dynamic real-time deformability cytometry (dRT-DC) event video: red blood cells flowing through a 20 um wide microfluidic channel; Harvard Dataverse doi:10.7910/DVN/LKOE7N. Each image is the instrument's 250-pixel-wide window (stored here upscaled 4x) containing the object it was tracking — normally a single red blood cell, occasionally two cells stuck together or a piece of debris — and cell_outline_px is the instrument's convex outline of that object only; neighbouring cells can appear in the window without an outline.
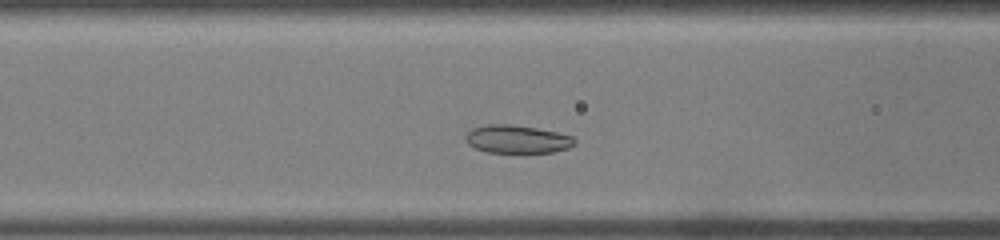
{"species": "common noctule bat (a hibernating species)", "species_latin": "Nyctalus noctula", "temperature_condition": "warm", "stored_images_in_passage": 26, "camera_frame_rate_fps": 3000, "um_per_image_px": 0.085, "animal": {"sex": "male", "body_mass_g": 19.0, "forearm_length_mm": 50.8}, "frame": {"image": 1, "passage_image": 7, "time_ms": 2.0, "image_size_px": [1000, 240], "cell_outline_px": [[576, 144], [568, 148], [552, 152], [488, 152], [476, 148], [468, 144], [464, 140], [464, 136], [472, 128], [488, 124], [512, 124], [536, 128], [556, 132], [572, 136], [576, 140]], "centroid_in_image_um": [43.94, 11.82], "position_along_channel_um": 122.7, "area_um2": 17.8}}
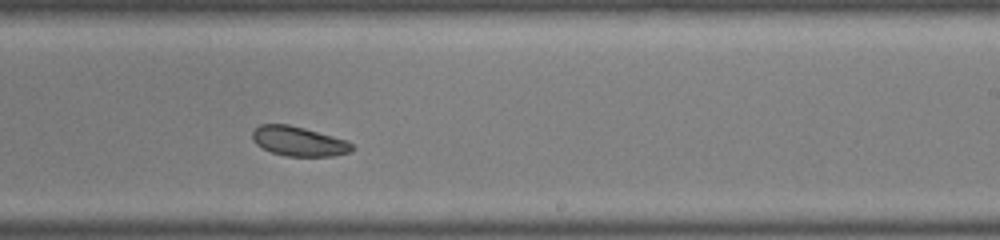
{"frame": {"image": 2, "passage_image": 15, "time_ms": 4.667, "image_size_px": [1000, 240], "cell_outline_px": [[356, 148], [352, 152], [336, 156], [284, 156], [272, 152], [256, 144], [252, 140], [252, 132], [260, 124], [288, 124], [304, 128], [348, 140]], "centroid_in_image_um": [25.44, 12.02], "position_along_channel_um": 263.6, "area_um2": 17.34}}
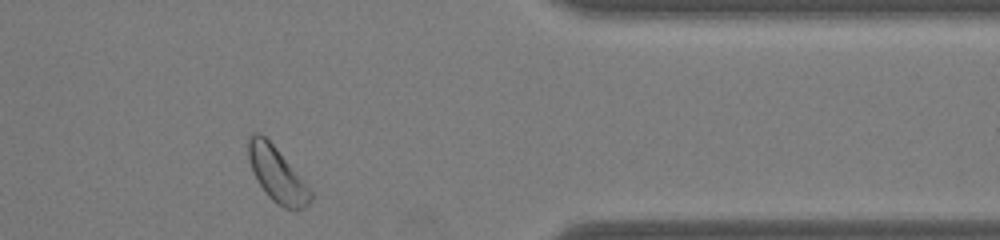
{"frame": {"image": 3, "passage_image": 23, "time_ms": 7.333, "image_size_px": [1000, 240], "cell_outline_px": [[312, 200], [304, 208], [284, 208], [272, 200], [268, 196], [260, 184], [248, 160], [248, 140], [252, 132], [260, 132], [276, 148], [312, 192]], "centroid_in_image_um": [23.52, 14.81], "position_along_channel_um": 387.9, "area_um2": 19.19}}